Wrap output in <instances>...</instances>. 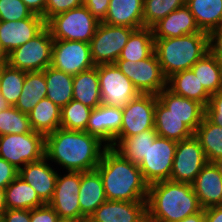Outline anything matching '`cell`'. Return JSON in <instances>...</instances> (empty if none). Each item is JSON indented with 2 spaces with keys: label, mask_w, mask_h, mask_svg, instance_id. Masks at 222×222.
<instances>
[{
  "label": "cell",
  "mask_w": 222,
  "mask_h": 222,
  "mask_svg": "<svg viewBox=\"0 0 222 222\" xmlns=\"http://www.w3.org/2000/svg\"><path fill=\"white\" fill-rule=\"evenodd\" d=\"M80 183L81 172L68 171L63 176L58 174L54 195L48 204L60 219L75 220L85 217L79 205Z\"/></svg>",
  "instance_id": "cell-15"
},
{
  "label": "cell",
  "mask_w": 222,
  "mask_h": 222,
  "mask_svg": "<svg viewBox=\"0 0 222 222\" xmlns=\"http://www.w3.org/2000/svg\"><path fill=\"white\" fill-rule=\"evenodd\" d=\"M208 162L218 163L222 159V127L211 123L205 116L194 132Z\"/></svg>",
  "instance_id": "cell-36"
},
{
  "label": "cell",
  "mask_w": 222,
  "mask_h": 222,
  "mask_svg": "<svg viewBox=\"0 0 222 222\" xmlns=\"http://www.w3.org/2000/svg\"><path fill=\"white\" fill-rule=\"evenodd\" d=\"M92 108L71 100L61 109L60 127L67 130L86 131Z\"/></svg>",
  "instance_id": "cell-38"
},
{
  "label": "cell",
  "mask_w": 222,
  "mask_h": 222,
  "mask_svg": "<svg viewBox=\"0 0 222 222\" xmlns=\"http://www.w3.org/2000/svg\"><path fill=\"white\" fill-rule=\"evenodd\" d=\"M114 64L131 80L140 94L158 95L167 88V78L154 52L137 62L117 60Z\"/></svg>",
  "instance_id": "cell-8"
},
{
  "label": "cell",
  "mask_w": 222,
  "mask_h": 222,
  "mask_svg": "<svg viewBox=\"0 0 222 222\" xmlns=\"http://www.w3.org/2000/svg\"><path fill=\"white\" fill-rule=\"evenodd\" d=\"M44 156L36 162H30L19 169V174L25 182L37 192L39 198L48 204L54 195L58 173L48 164Z\"/></svg>",
  "instance_id": "cell-19"
},
{
  "label": "cell",
  "mask_w": 222,
  "mask_h": 222,
  "mask_svg": "<svg viewBox=\"0 0 222 222\" xmlns=\"http://www.w3.org/2000/svg\"><path fill=\"white\" fill-rule=\"evenodd\" d=\"M157 136L155 129H148L131 137L115 138L112 148L123 158L138 165Z\"/></svg>",
  "instance_id": "cell-29"
},
{
  "label": "cell",
  "mask_w": 222,
  "mask_h": 222,
  "mask_svg": "<svg viewBox=\"0 0 222 222\" xmlns=\"http://www.w3.org/2000/svg\"><path fill=\"white\" fill-rule=\"evenodd\" d=\"M154 129L158 136L177 142L194 135V132L179 117L170 113L158 99L155 105Z\"/></svg>",
  "instance_id": "cell-25"
},
{
  "label": "cell",
  "mask_w": 222,
  "mask_h": 222,
  "mask_svg": "<svg viewBox=\"0 0 222 222\" xmlns=\"http://www.w3.org/2000/svg\"><path fill=\"white\" fill-rule=\"evenodd\" d=\"M136 222H159L148 211H146Z\"/></svg>",
  "instance_id": "cell-52"
},
{
  "label": "cell",
  "mask_w": 222,
  "mask_h": 222,
  "mask_svg": "<svg viewBox=\"0 0 222 222\" xmlns=\"http://www.w3.org/2000/svg\"><path fill=\"white\" fill-rule=\"evenodd\" d=\"M32 131L28 114L22 113L15 106L0 111V136Z\"/></svg>",
  "instance_id": "cell-40"
},
{
  "label": "cell",
  "mask_w": 222,
  "mask_h": 222,
  "mask_svg": "<svg viewBox=\"0 0 222 222\" xmlns=\"http://www.w3.org/2000/svg\"><path fill=\"white\" fill-rule=\"evenodd\" d=\"M209 51L222 62V31L219 28L209 33Z\"/></svg>",
  "instance_id": "cell-47"
},
{
  "label": "cell",
  "mask_w": 222,
  "mask_h": 222,
  "mask_svg": "<svg viewBox=\"0 0 222 222\" xmlns=\"http://www.w3.org/2000/svg\"><path fill=\"white\" fill-rule=\"evenodd\" d=\"M144 0H110L109 9L102 21L108 25L143 28Z\"/></svg>",
  "instance_id": "cell-23"
},
{
  "label": "cell",
  "mask_w": 222,
  "mask_h": 222,
  "mask_svg": "<svg viewBox=\"0 0 222 222\" xmlns=\"http://www.w3.org/2000/svg\"><path fill=\"white\" fill-rule=\"evenodd\" d=\"M204 222H222V205L205 208Z\"/></svg>",
  "instance_id": "cell-49"
},
{
  "label": "cell",
  "mask_w": 222,
  "mask_h": 222,
  "mask_svg": "<svg viewBox=\"0 0 222 222\" xmlns=\"http://www.w3.org/2000/svg\"><path fill=\"white\" fill-rule=\"evenodd\" d=\"M3 222H31L30 210L28 209H6Z\"/></svg>",
  "instance_id": "cell-48"
},
{
  "label": "cell",
  "mask_w": 222,
  "mask_h": 222,
  "mask_svg": "<svg viewBox=\"0 0 222 222\" xmlns=\"http://www.w3.org/2000/svg\"><path fill=\"white\" fill-rule=\"evenodd\" d=\"M147 211V201L106 200L91 218L95 222H136Z\"/></svg>",
  "instance_id": "cell-21"
},
{
  "label": "cell",
  "mask_w": 222,
  "mask_h": 222,
  "mask_svg": "<svg viewBox=\"0 0 222 222\" xmlns=\"http://www.w3.org/2000/svg\"><path fill=\"white\" fill-rule=\"evenodd\" d=\"M157 98L170 110V113L179 117L193 132L205 116V107L201 103L176 95L168 88L163 89Z\"/></svg>",
  "instance_id": "cell-20"
},
{
  "label": "cell",
  "mask_w": 222,
  "mask_h": 222,
  "mask_svg": "<svg viewBox=\"0 0 222 222\" xmlns=\"http://www.w3.org/2000/svg\"><path fill=\"white\" fill-rule=\"evenodd\" d=\"M59 222H73V220L61 219Z\"/></svg>",
  "instance_id": "cell-58"
},
{
  "label": "cell",
  "mask_w": 222,
  "mask_h": 222,
  "mask_svg": "<svg viewBox=\"0 0 222 222\" xmlns=\"http://www.w3.org/2000/svg\"><path fill=\"white\" fill-rule=\"evenodd\" d=\"M46 94L44 70L26 72L22 92L15 107L28 114L40 100L46 98Z\"/></svg>",
  "instance_id": "cell-34"
},
{
  "label": "cell",
  "mask_w": 222,
  "mask_h": 222,
  "mask_svg": "<svg viewBox=\"0 0 222 222\" xmlns=\"http://www.w3.org/2000/svg\"><path fill=\"white\" fill-rule=\"evenodd\" d=\"M107 200L147 201L149 184L139 166L123 158L112 147H107L96 167Z\"/></svg>",
  "instance_id": "cell-2"
},
{
  "label": "cell",
  "mask_w": 222,
  "mask_h": 222,
  "mask_svg": "<svg viewBox=\"0 0 222 222\" xmlns=\"http://www.w3.org/2000/svg\"><path fill=\"white\" fill-rule=\"evenodd\" d=\"M152 30L154 39L175 38L201 32L186 5L169 13L156 23Z\"/></svg>",
  "instance_id": "cell-22"
},
{
  "label": "cell",
  "mask_w": 222,
  "mask_h": 222,
  "mask_svg": "<svg viewBox=\"0 0 222 222\" xmlns=\"http://www.w3.org/2000/svg\"><path fill=\"white\" fill-rule=\"evenodd\" d=\"M191 185L203 209L222 205V170L218 163L207 162Z\"/></svg>",
  "instance_id": "cell-18"
},
{
  "label": "cell",
  "mask_w": 222,
  "mask_h": 222,
  "mask_svg": "<svg viewBox=\"0 0 222 222\" xmlns=\"http://www.w3.org/2000/svg\"><path fill=\"white\" fill-rule=\"evenodd\" d=\"M73 100L92 109L102 104L97 65L73 76Z\"/></svg>",
  "instance_id": "cell-27"
},
{
  "label": "cell",
  "mask_w": 222,
  "mask_h": 222,
  "mask_svg": "<svg viewBox=\"0 0 222 222\" xmlns=\"http://www.w3.org/2000/svg\"><path fill=\"white\" fill-rule=\"evenodd\" d=\"M157 95L139 94L122 108V124L116 138L131 137L148 129H154Z\"/></svg>",
  "instance_id": "cell-14"
},
{
  "label": "cell",
  "mask_w": 222,
  "mask_h": 222,
  "mask_svg": "<svg viewBox=\"0 0 222 222\" xmlns=\"http://www.w3.org/2000/svg\"><path fill=\"white\" fill-rule=\"evenodd\" d=\"M6 62V56L3 54L2 50L0 49V64Z\"/></svg>",
  "instance_id": "cell-56"
},
{
  "label": "cell",
  "mask_w": 222,
  "mask_h": 222,
  "mask_svg": "<svg viewBox=\"0 0 222 222\" xmlns=\"http://www.w3.org/2000/svg\"><path fill=\"white\" fill-rule=\"evenodd\" d=\"M97 73L101 103L104 105L123 108L140 94L115 64L97 65Z\"/></svg>",
  "instance_id": "cell-10"
},
{
  "label": "cell",
  "mask_w": 222,
  "mask_h": 222,
  "mask_svg": "<svg viewBox=\"0 0 222 222\" xmlns=\"http://www.w3.org/2000/svg\"><path fill=\"white\" fill-rule=\"evenodd\" d=\"M4 220V212H0V222H3Z\"/></svg>",
  "instance_id": "cell-57"
},
{
  "label": "cell",
  "mask_w": 222,
  "mask_h": 222,
  "mask_svg": "<svg viewBox=\"0 0 222 222\" xmlns=\"http://www.w3.org/2000/svg\"><path fill=\"white\" fill-rule=\"evenodd\" d=\"M176 147L177 141L160 136H157L153 144H150L146 156L138 164L149 185L170 180Z\"/></svg>",
  "instance_id": "cell-11"
},
{
  "label": "cell",
  "mask_w": 222,
  "mask_h": 222,
  "mask_svg": "<svg viewBox=\"0 0 222 222\" xmlns=\"http://www.w3.org/2000/svg\"><path fill=\"white\" fill-rule=\"evenodd\" d=\"M45 27L46 21L35 14L17 21H0V49L7 56L38 35Z\"/></svg>",
  "instance_id": "cell-16"
},
{
  "label": "cell",
  "mask_w": 222,
  "mask_h": 222,
  "mask_svg": "<svg viewBox=\"0 0 222 222\" xmlns=\"http://www.w3.org/2000/svg\"><path fill=\"white\" fill-rule=\"evenodd\" d=\"M202 209L190 183L165 180L149 185L147 211L159 222L180 221Z\"/></svg>",
  "instance_id": "cell-3"
},
{
  "label": "cell",
  "mask_w": 222,
  "mask_h": 222,
  "mask_svg": "<svg viewBox=\"0 0 222 222\" xmlns=\"http://www.w3.org/2000/svg\"><path fill=\"white\" fill-rule=\"evenodd\" d=\"M26 72L11 67L8 63L0 64V94L11 105L19 100Z\"/></svg>",
  "instance_id": "cell-37"
},
{
  "label": "cell",
  "mask_w": 222,
  "mask_h": 222,
  "mask_svg": "<svg viewBox=\"0 0 222 222\" xmlns=\"http://www.w3.org/2000/svg\"><path fill=\"white\" fill-rule=\"evenodd\" d=\"M186 6L193 14L201 31L210 33L222 23V0H186Z\"/></svg>",
  "instance_id": "cell-31"
},
{
  "label": "cell",
  "mask_w": 222,
  "mask_h": 222,
  "mask_svg": "<svg viewBox=\"0 0 222 222\" xmlns=\"http://www.w3.org/2000/svg\"><path fill=\"white\" fill-rule=\"evenodd\" d=\"M27 8L35 15L43 18L46 8V0H21Z\"/></svg>",
  "instance_id": "cell-50"
},
{
  "label": "cell",
  "mask_w": 222,
  "mask_h": 222,
  "mask_svg": "<svg viewBox=\"0 0 222 222\" xmlns=\"http://www.w3.org/2000/svg\"><path fill=\"white\" fill-rule=\"evenodd\" d=\"M11 105L0 94V111L7 109Z\"/></svg>",
  "instance_id": "cell-54"
},
{
  "label": "cell",
  "mask_w": 222,
  "mask_h": 222,
  "mask_svg": "<svg viewBox=\"0 0 222 222\" xmlns=\"http://www.w3.org/2000/svg\"><path fill=\"white\" fill-rule=\"evenodd\" d=\"M122 124V108L104 104L92 109L86 132L99 138L108 147L114 145Z\"/></svg>",
  "instance_id": "cell-17"
},
{
  "label": "cell",
  "mask_w": 222,
  "mask_h": 222,
  "mask_svg": "<svg viewBox=\"0 0 222 222\" xmlns=\"http://www.w3.org/2000/svg\"><path fill=\"white\" fill-rule=\"evenodd\" d=\"M5 204L7 209H34L45 205L30 184L17 176L5 188Z\"/></svg>",
  "instance_id": "cell-32"
},
{
  "label": "cell",
  "mask_w": 222,
  "mask_h": 222,
  "mask_svg": "<svg viewBox=\"0 0 222 222\" xmlns=\"http://www.w3.org/2000/svg\"><path fill=\"white\" fill-rule=\"evenodd\" d=\"M7 209L5 204V189L0 188V212H4Z\"/></svg>",
  "instance_id": "cell-53"
},
{
  "label": "cell",
  "mask_w": 222,
  "mask_h": 222,
  "mask_svg": "<svg viewBox=\"0 0 222 222\" xmlns=\"http://www.w3.org/2000/svg\"><path fill=\"white\" fill-rule=\"evenodd\" d=\"M19 174V169L0 158V188H6Z\"/></svg>",
  "instance_id": "cell-46"
},
{
  "label": "cell",
  "mask_w": 222,
  "mask_h": 222,
  "mask_svg": "<svg viewBox=\"0 0 222 222\" xmlns=\"http://www.w3.org/2000/svg\"><path fill=\"white\" fill-rule=\"evenodd\" d=\"M186 5V0H144L143 27L152 28L169 13Z\"/></svg>",
  "instance_id": "cell-39"
},
{
  "label": "cell",
  "mask_w": 222,
  "mask_h": 222,
  "mask_svg": "<svg viewBox=\"0 0 222 222\" xmlns=\"http://www.w3.org/2000/svg\"><path fill=\"white\" fill-rule=\"evenodd\" d=\"M44 76L46 97L62 109L73 99V75L49 66L44 70Z\"/></svg>",
  "instance_id": "cell-28"
},
{
  "label": "cell",
  "mask_w": 222,
  "mask_h": 222,
  "mask_svg": "<svg viewBox=\"0 0 222 222\" xmlns=\"http://www.w3.org/2000/svg\"><path fill=\"white\" fill-rule=\"evenodd\" d=\"M191 70L210 95L222 90V62L210 51L199 59Z\"/></svg>",
  "instance_id": "cell-33"
},
{
  "label": "cell",
  "mask_w": 222,
  "mask_h": 222,
  "mask_svg": "<svg viewBox=\"0 0 222 222\" xmlns=\"http://www.w3.org/2000/svg\"><path fill=\"white\" fill-rule=\"evenodd\" d=\"M73 222H95V221L91 218V216H85L82 218L75 219L73 220Z\"/></svg>",
  "instance_id": "cell-55"
},
{
  "label": "cell",
  "mask_w": 222,
  "mask_h": 222,
  "mask_svg": "<svg viewBox=\"0 0 222 222\" xmlns=\"http://www.w3.org/2000/svg\"><path fill=\"white\" fill-rule=\"evenodd\" d=\"M110 0H83V5L100 22H102L108 12Z\"/></svg>",
  "instance_id": "cell-45"
},
{
  "label": "cell",
  "mask_w": 222,
  "mask_h": 222,
  "mask_svg": "<svg viewBox=\"0 0 222 222\" xmlns=\"http://www.w3.org/2000/svg\"><path fill=\"white\" fill-rule=\"evenodd\" d=\"M154 52V36L152 28L135 29L128 38L118 60L140 61Z\"/></svg>",
  "instance_id": "cell-35"
},
{
  "label": "cell",
  "mask_w": 222,
  "mask_h": 222,
  "mask_svg": "<svg viewBox=\"0 0 222 222\" xmlns=\"http://www.w3.org/2000/svg\"><path fill=\"white\" fill-rule=\"evenodd\" d=\"M167 88L176 95L201 103L204 107L207 106L211 96L191 69L177 72L169 77Z\"/></svg>",
  "instance_id": "cell-26"
},
{
  "label": "cell",
  "mask_w": 222,
  "mask_h": 222,
  "mask_svg": "<svg viewBox=\"0 0 222 222\" xmlns=\"http://www.w3.org/2000/svg\"><path fill=\"white\" fill-rule=\"evenodd\" d=\"M60 220L59 215L49 204L30 210L31 222H59Z\"/></svg>",
  "instance_id": "cell-44"
},
{
  "label": "cell",
  "mask_w": 222,
  "mask_h": 222,
  "mask_svg": "<svg viewBox=\"0 0 222 222\" xmlns=\"http://www.w3.org/2000/svg\"><path fill=\"white\" fill-rule=\"evenodd\" d=\"M50 66L73 76L94 67L90 44L54 39Z\"/></svg>",
  "instance_id": "cell-13"
},
{
  "label": "cell",
  "mask_w": 222,
  "mask_h": 222,
  "mask_svg": "<svg viewBox=\"0 0 222 222\" xmlns=\"http://www.w3.org/2000/svg\"><path fill=\"white\" fill-rule=\"evenodd\" d=\"M107 200L103 181L99 172H81V183L79 189V205L84 216H91L95 210Z\"/></svg>",
  "instance_id": "cell-24"
},
{
  "label": "cell",
  "mask_w": 222,
  "mask_h": 222,
  "mask_svg": "<svg viewBox=\"0 0 222 222\" xmlns=\"http://www.w3.org/2000/svg\"><path fill=\"white\" fill-rule=\"evenodd\" d=\"M176 222H204V209L193 215L187 216L184 219Z\"/></svg>",
  "instance_id": "cell-51"
},
{
  "label": "cell",
  "mask_w": 222,
  "mask_h": 222,
  "mask_svg": "<svg viewBox=\"0 0 222 222\" xmlns=\"http://www.w3.org/2000/svg\"><path fill=\"white\" fill-rule=\"evenodd\" d=\"M32 14L21 0H0V21H17Z\"/></svg>",
  "instance_id": "cell-41"
},
{
  "label": "cell",
  "mask_w": 222,
  "mask_h": 222,
  "mask_svg": "<svg viewBox=\"0 0 222 222\" xmlns=\"http://www.w3.org/2000/svg\"><path fill=\"white\" fill-rule=\"evenodd\" d=\"M28 117L32 130L46 136L60 128L61 108L46 97L28 113Z\"/></svg>",
  "instance_id": "cell-30"
},
{
  "label": "cell",
  "mask_w": 222,
  "mask_h": 222,
  "mask_svg": "<svg viewBox=\"0 0 222 222\" xmlns=\"http://www.w3.org/2000/svg\"><path fill=\"white\" fill-rule=\"evenodd\" d=\"M207 162L204 150L194 135L178 141L170 180L191 184Z\"/></svg>",
  "instance_id": "cell-12"
},
{
  "label": "cell",
  "mask_w": 222,
  "mask_h": 222,
  "mask_svg": "<svg viewBox=\"0 0 222 222\" xmlns=\"http://www.w3.org/2000/svg\"><path fill=\"white\" fill-rule=\"evenodd\" d=\"M80 6H83V0H46V8L45 13L43 14V19L47 23L53 16Z\"/></svg>",
  "instance_id": "cell-42"
},
{
  "label": "cell",
  "mask_w": 222,
  "mask_h": 222,
  "mask_svg": "<svg viewBox=\"0 0 222 222\" xmlns=\"http://www.w3.org/2000/svg\"><path fill=\"white\" fill-rule=\"evenodd\" d=\"M205 117L211 123L222 127V90L211 94L205 107Z\"/></svg>",
  "instance_id": "cell-43"
},
{
  "label": "cell",
  "mask_w": 222,
  "mask_h": 222,
  "mask_svg": "<svg viewBox=\"0 0 222 222\" xmlns=\"http://www.w3.org/2000/svg\"><path fill=\"white\" fill-rule=\"evenodd\" d=\"M209 52V34L201 31L175 38L154 39V53L164 76L190 70Z\"/></svg>",
  "instance_id": "cell-4"
},
{
  "label": "cell",
  "mask_w": 222,
  "mask_h": 222,
  "mask_svg": "<svg viewBox=\"0 0 222 222\" xmlns=\"http://www.w3.org/2000/svg\"><path fill=\"white\" fill-rule=\"evenodd\" d=\"M218 164H219V166H220V168L222 170V159L218 162Z\"/></svg>",
  "instance_id": "cell-59"
},
{
  "label": "cell",
  "mask_w": 222,
  "mask_h": 222,
  "mask_svg": "<svg viewBox=\"0 0 222 222\" xmlns=\"http://www.w3.org/2000/svg\"><path fill=\"white\" fill-rule=\"evenodd\" d=\"M45 156V136L32 131L24 134L0 136V158L17 169Z\"/></svg>",
  "instance_id": "cell-7"
},
{
  "label": "cell",
  "mask_w": 222,
  "mask_h": 222,
  "mask_svg": "<svg viewBox=\"0 0 222 222\" xmlns=\"http://www.w3.org/2000/svg\"><path fill=\"white\" fill-rule=\"evenodd\" d=\"M107 147L99 138L86 131L60 127L45 136V157L62 166L66 172L95 170Z\"/></svg>",
  "instance_id": "cell-1"
},
{
  "label": "cell",
  "mask_w": 222,
  "mask_h": 222,
  "mask_svg": "<svg viewBox=\"0 0 222 222\" xmlns=\"http://www.w3.org/2000/svg\"><path fill=\"white\" fill-rule=\"evenodd\" d=\"M54 39L46 26L38 35L6 56L11 67L25 71H43L51 65Z\"/></svg>",
  "instance_id": "cell-6"
},
{
  "label": "cell",
  "mask_w": 222,
  "mask_h": 222,
  "mask_svg": "<svg viewBox=\"0 0 222 222\" xmlns=\"http://www.w3.org/2000/svg\"><path fill=\"white\" fill-rule=\"evenodd\" d=\"M134 30L127 26L108 25L100 22L89 43L95 66L114 64Z\"/></svg>",
  "instance_id": "cell-9"
},
{
  "label": "cell",
  "mask_w": 222,
  "mask_h": 222,
  "mask_svg": "<svg viewBox=\"0 0 222 222\" xmlns=\"http://www.w3.org/2000/svg\"><path fill=\"white\" fill-rule=\"evenodd\" d=\"M99 23L83 5L53 16L46 26L53 39L90 43Z\"/></svg>",
  "instance_id": "cell-5"
}]
</instances>
